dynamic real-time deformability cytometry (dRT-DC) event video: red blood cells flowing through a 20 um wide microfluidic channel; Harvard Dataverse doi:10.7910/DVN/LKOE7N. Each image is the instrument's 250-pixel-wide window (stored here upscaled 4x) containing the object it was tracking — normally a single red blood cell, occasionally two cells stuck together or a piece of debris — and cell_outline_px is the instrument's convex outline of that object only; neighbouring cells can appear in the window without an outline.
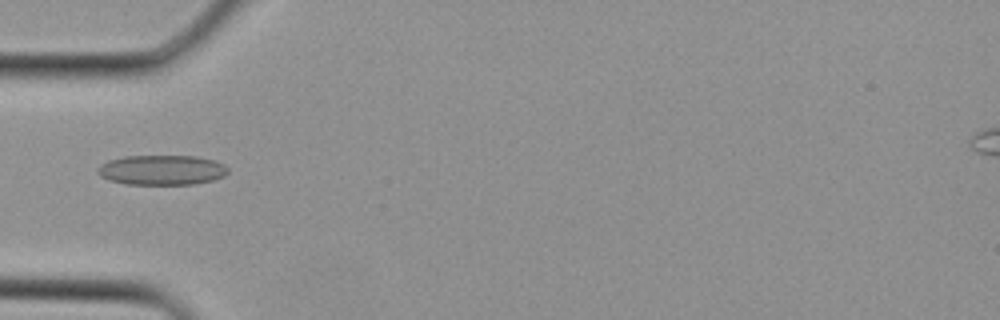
{"species": "Egyptian fruit bat (a non-hibernating species)", "species_latin": "Rousettus aegyptiacus", "temperature_condition": "cold", "stored_images_in_passage": 34, "camera_frame_rate_fps": 3000, "um_per_image_px": 0.085, "animal": {"sex": "female"}, "frame": {"image": 1, "passage_image": 11, "time_ms": 3.333, "image_size_px": [1000, 320], "cell_outline_px": [[228, 172], [224, 176], [212, 180], [192, 184], [124, 184], [108, 180], [100, 176], [96, 172], [96, 168], [100, 164], [108, 160], [124, 156], [196, 156], [216, 160], [224, 164], [228, 168]], "centroid_in_image_um": [13.72, 14.44], "position_along_channel_um": 71.3, "area_um2": 22.95}}
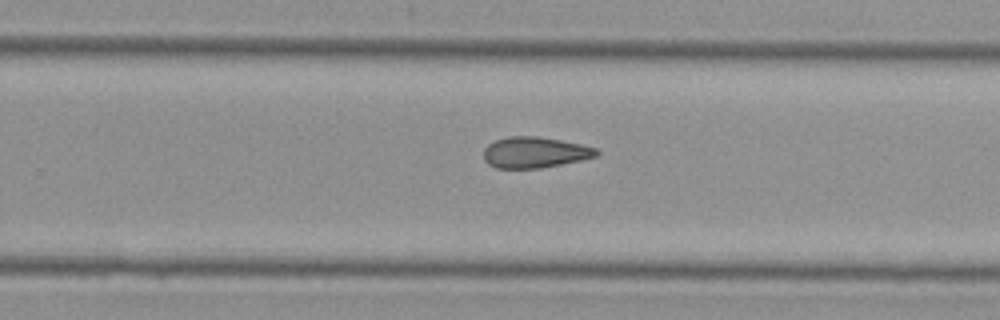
{"frame": {"image": 2, "passage_image": 22, "time_ms": 7.0, "image_size_px": [1000, 320], "cell_outline_px": [[600, 152], [596, 156], [580, 160], [540, 168], [496, 168], [488, 164], [484, 160], [484, 148], [488, 144], [496, 140], [508, 136], [536, 136], [560, 140], [580, 144], [596, 148]], "centroid_in_image_um": [45.42, 12.95], "position_along_channel_um": 284.4, "area_um2": 20.23}}
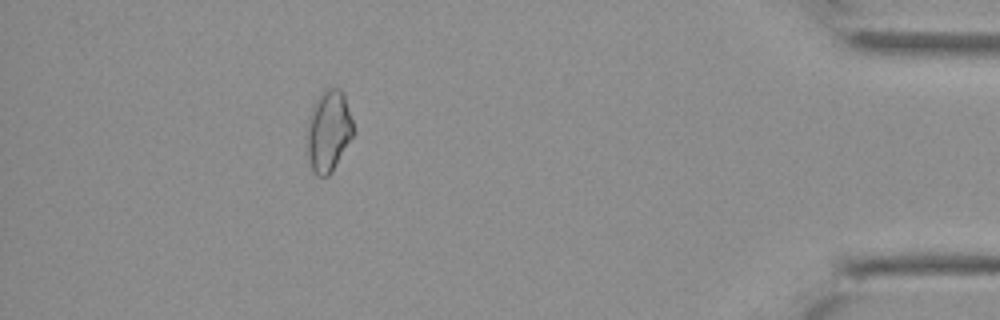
{"frame": {"image": 3, "passage_image": 31, "time_ms": 10.0, "image_size_px": [1000, 320], "cell_outline_px": [[352, 136], [332, 172], [328, 176], [316, 176], [308, 160], [304, 140], [304, 136], [308, 116], [312, 104], [316, 96], [324, 88], [340, 88], [344, 96], [352, 120]], "centroid_in_image_um": [27.84, 11.12], "position_along_channel_um": 407.4, "area_um2": 22.48}}